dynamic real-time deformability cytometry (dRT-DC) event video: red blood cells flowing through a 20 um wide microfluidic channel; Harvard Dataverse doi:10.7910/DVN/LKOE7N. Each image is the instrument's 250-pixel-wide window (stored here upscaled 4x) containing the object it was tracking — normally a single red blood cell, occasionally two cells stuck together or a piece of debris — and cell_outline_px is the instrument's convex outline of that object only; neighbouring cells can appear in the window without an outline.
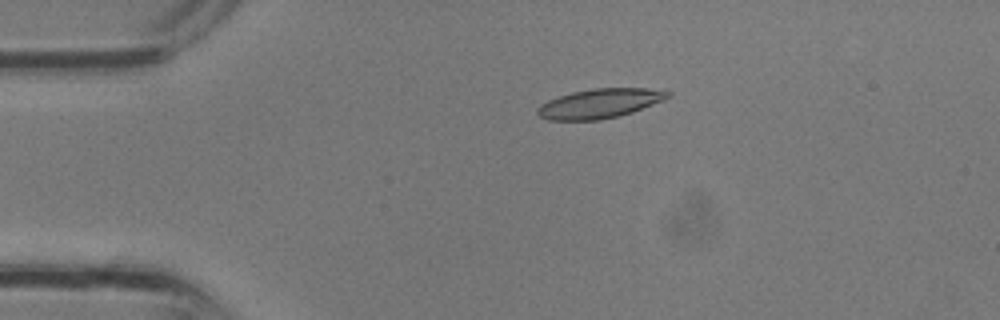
{"species": "common noctule bat (a hibernating species)", "species_latin": "Nyctalus noctula", "temperature_condition": "room temperature", "stored_images_in_passage": 14, "camera_frame_rate_fps": 3000, "um_per_image_px": 0.085, "animal": {"sex": "male", "body_mass_g": 13.3}, "frame": {"image": 1, "passage_image": 1, "time_ms": 0.0, "image_size_px": [1000, 320], "cell_outline_px": [[672, 96], [664, 100], [632, 112], [620, 116], [600, 120], [548, 120], [540, 116], [536, 112], [536, 108], [540, 104], [548, 100], [572, 92], [592, 88], [648, 88], [672, 92]], "centroid_in_image_um": [50.99, 8.79], "position_along_channel_um": 34.0, "area_um2": 22.48}}
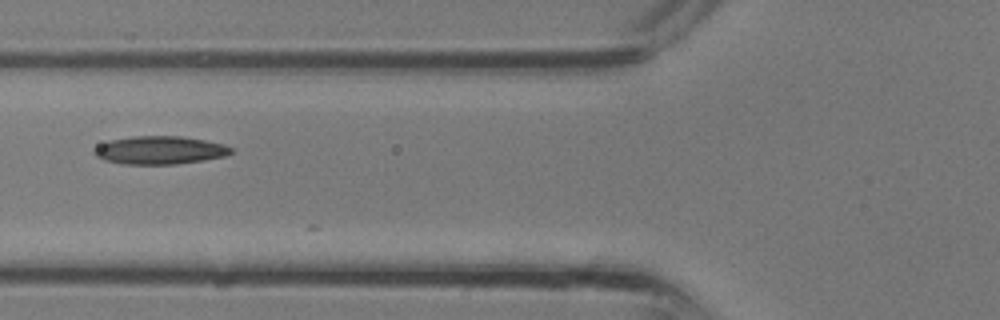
{"frame": {"image": 2, "passage_image": 7, "time_ms": 2.0, "image_size_px": [1000, 320], "cell_outline_px": [[232, 152], [224, 156], [204, 160], [176, 164], [124, 164], [104, 160], [96, 156], [92, 152], [100, 144], [108, 140], [132, 136], [180, 136], [204, 140], [224, 144], [232, 148]], "centroid_in_image_um": [13.56, 12.76], "position_along_channel_um": 112.2, "area_um2": 22.37}}
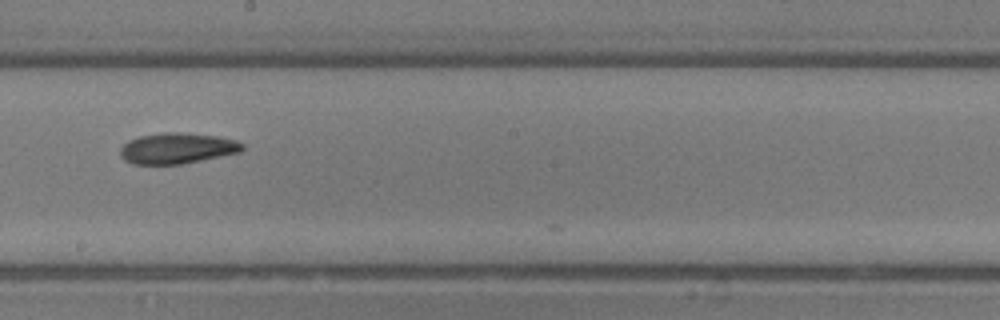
{"frame": {"image": 3, "passage_image": 13, "time_ms": 4.0, "image_size_px": [1000, 320], "cell_outline_px": [[244, 148], [240, 152], [180, 164], [132, 164], [124, 160], [120, 156], [120, 148], [128, 140], [140, 136], [164, 132], [180, 132], [220, 136], [236, 140], [244, 144]], "centroid_in_image_um": [15.05, 12.59], "position_along_channel_um": 233.2, "area_um2": 21.96}}